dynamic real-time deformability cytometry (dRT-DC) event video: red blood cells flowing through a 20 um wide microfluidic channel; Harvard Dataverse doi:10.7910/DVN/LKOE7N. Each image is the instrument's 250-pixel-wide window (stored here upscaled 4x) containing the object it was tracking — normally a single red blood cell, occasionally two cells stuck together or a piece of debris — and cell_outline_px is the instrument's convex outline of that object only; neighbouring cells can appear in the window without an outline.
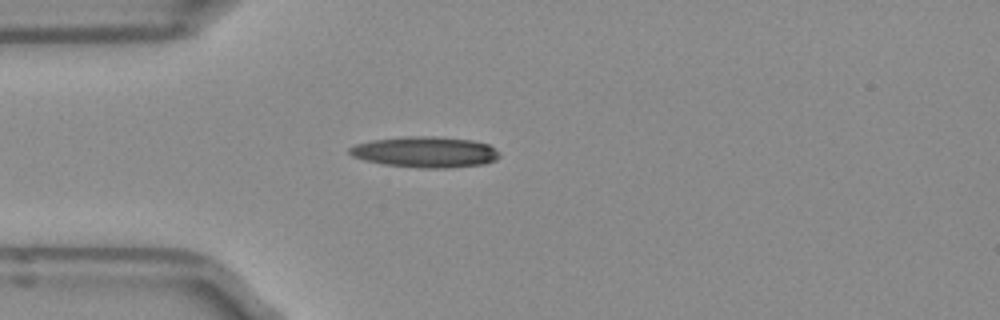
{"species": "Egyptian fruit bat (a non-hibernating species)", "species_latin": "Rousettus aegyptiacus", "temperature_condition": "room temperature", "stored_images_in_passage": 1, "camera_frame_rate_fps": 3000, "um_per_image_px": 0.085, "frame": {"image": 1, "passage_image": 1, "time_ms": 0.0, "image_size_px": [1000, 320], "cell_outline_px": [[500, 156], [496, 160], [484, 164], [444, 168], [420, 168], [384, 164], [364, 160], [352, 156], [348, 152], [348, 148], [356, 144], [372, 140], [412, 136], [432, 136], [472, 140], [488, 144], [500, 152]], "centroid_in_image_um": [36.16, 12.92], "position_along_channel_um": 48.8, "area_um2": 26.93}}